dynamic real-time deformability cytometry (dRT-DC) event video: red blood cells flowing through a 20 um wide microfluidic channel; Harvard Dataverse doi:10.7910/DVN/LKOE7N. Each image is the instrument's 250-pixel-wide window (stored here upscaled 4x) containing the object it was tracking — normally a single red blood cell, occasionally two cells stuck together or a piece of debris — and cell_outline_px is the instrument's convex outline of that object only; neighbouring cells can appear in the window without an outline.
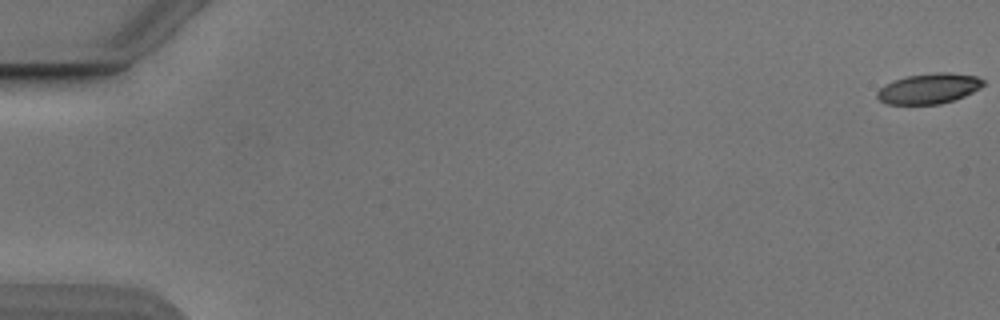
{"species": "Egyptian fruit bat (a non-hibernating species)", "species_latin": "Rousettus aegyptiacus", "temperature_condition": "cold", "stored_images_in_passage": 54, "camera_frame_rate_fps": 3000, "um_per_image_px": 0.085, "animal": {"sex": "male"}, "frame": {"image": 1, "passage_image": 1, "time_ms": 0.0, "image_size_px": [1000, 320], "cell_outline_px": [[984, 84], [980, 88], [956, 100], [940, 104], [888, 104], [880, 100], [876, 96], [876, 92], [884, 84], [904, 76], [936, 72], [948, 72], [976, 76], [984, 80]], "centroid_in_image_um": [78.95, 7.52], "position_along_channel_um": 6.1, "area_um2": 18.9}}
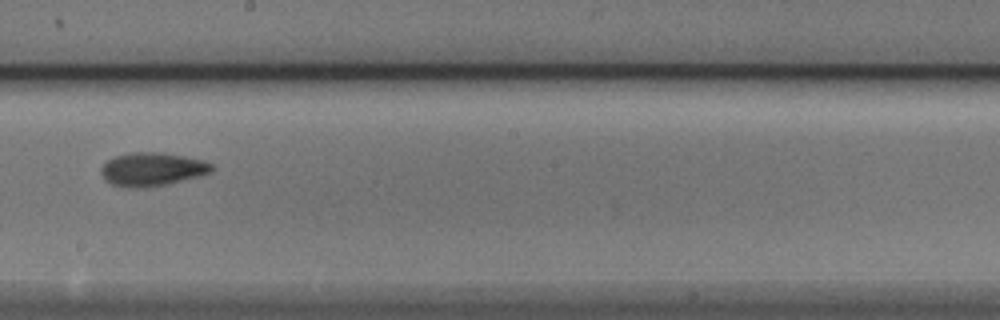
{"frame": {"image": 2, "passage_image": 32, "time_ms": 10.333, "image_size_px": [1000, 320], "cell_outline_px": [[212, 172], [168, 184], [148, 188], [128, 188], [112, 184], [104, 180], [100, 172], [100, 168], [108, 160], [116, 156], [132, 152], [164, 152], [184, 156], [200, 160], [212, 164]], "centroid_in_image_um": [12.89, 14.4], "position_along_channel_um": 235.3, "area_um2": 21.62}}
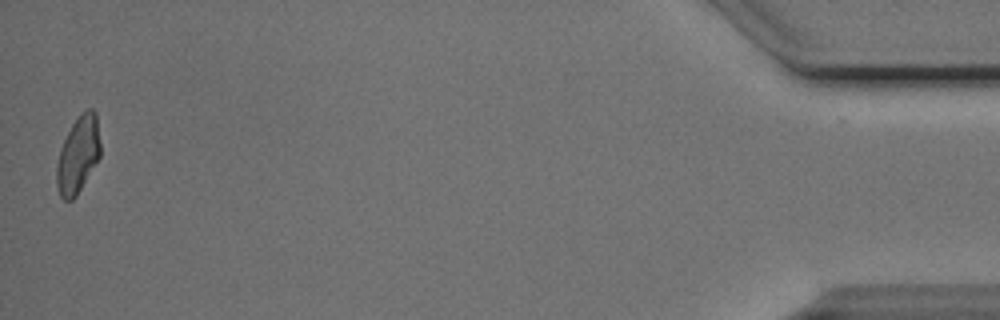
{"frame": {"image": 3, "passage_image": 54, "time_ms": 17.667, "image_size_px": [1000, 320], "cell_outline_px": [[100, 156], [76, 196], [72, 200], [64, 200], [60, 196], [56, 184], [56, 164], [60, 148], [72, 124], [80, 112], [88, 108], [92, 108], [96, 112], [100, 144]], "centroid_in_image_um": [6.63, 13.13], "position_along_channel_um": 428.6, "area_um2": 19.54}, "authors_computed_cell_mechanics": {"area_um2": 20.1722, "velocity_mm_per_s": 3.873, "shape_relaxation_time_tau1_ms": 4.0867, "shape_relaxation_time_tau2_ms": 4.1014, "deformation_change_tau1": 0.1435, "deformation_change_tau2": 0.0975}}